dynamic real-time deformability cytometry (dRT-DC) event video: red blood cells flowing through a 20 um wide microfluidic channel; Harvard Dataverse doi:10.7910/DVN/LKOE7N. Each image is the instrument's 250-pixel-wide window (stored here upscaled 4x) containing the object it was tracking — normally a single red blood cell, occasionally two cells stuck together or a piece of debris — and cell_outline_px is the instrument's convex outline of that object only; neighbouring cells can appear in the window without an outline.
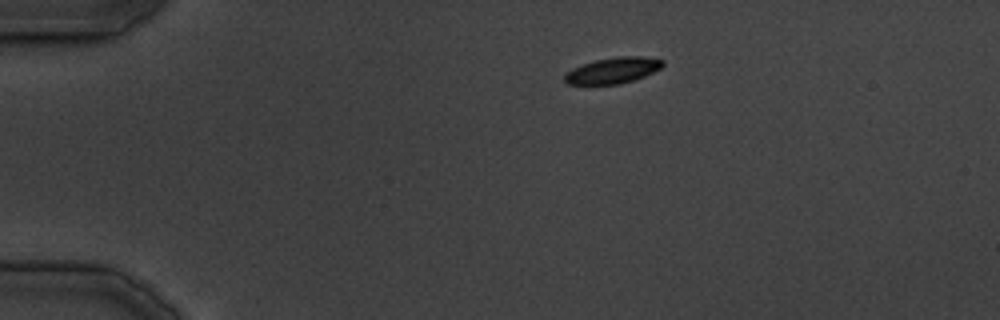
{"species": "common noctule bat (a hibernating species)", "species_latin": "Nyctalus noctula", "temperature_condition": "cold", "stored_images_in_passage": 34, "camera_frame_rate_fps": 3000, "um_per_image_px": 0.085, "animal": {"sex": "male", "body_mass_g": 19.5, "forearm_length_mm": 54.6}, "frame": {"image": 1, "passage_image": 2, "time_ms": 1.0, "image_size_px": [1000, 320], "cell_outline_px": [[664, 64], [660, 68], [644, 76], [620, 84], [568, 84], [564, 80], [564, 76], [572, 68], [596, 60], [616, 56], [640, 56], [664, 60]], "centroid_in_image_um": [52.1, 5.98], "position_along_channel_um": 32.9, "area_um2": 14.62}}
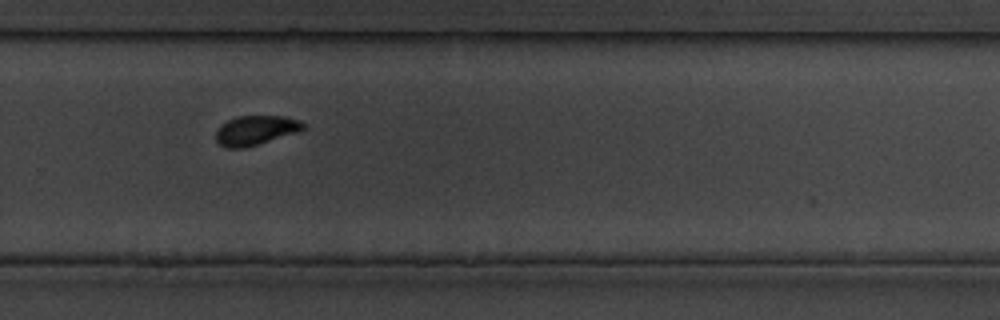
{"frame": {"image": 2, "passage_image": 22, "time_ms": 24.0, "image_size_px": [1000, 320], "cell_outline_px": [[304, 128], [300, 132], [244, 148], [224, 148], [216, 140], [216, 132], [220, 124], [236, 116], [284, 116], [300, 120], [304, 124]], "centroid_in_image_um": [21.73, 11.07], "position_along_channel_um": 308.1, "area_um2": 15.14}}
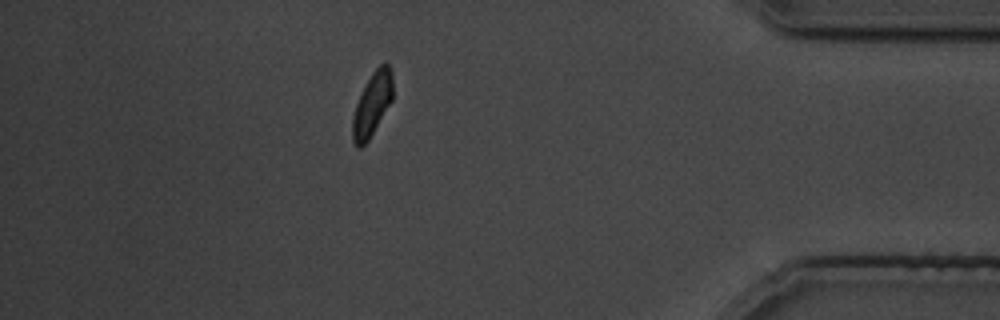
{"frame": {"image": 3, "passage_image": 30, "time_ms": 33.0, "image_size_px": [1000, 320], "cell_outline_px": [[392, 100], [368, 140], [360, 148], [356, 148], [352, 140], [352, 120], [356, 104], [372, 72], [384, 60], [388, 64], [392, 72]], "centroid_in_image_um": [31.63, 8.86], "position_along_channel_um": 403.6, "area_um2": 14.68}}